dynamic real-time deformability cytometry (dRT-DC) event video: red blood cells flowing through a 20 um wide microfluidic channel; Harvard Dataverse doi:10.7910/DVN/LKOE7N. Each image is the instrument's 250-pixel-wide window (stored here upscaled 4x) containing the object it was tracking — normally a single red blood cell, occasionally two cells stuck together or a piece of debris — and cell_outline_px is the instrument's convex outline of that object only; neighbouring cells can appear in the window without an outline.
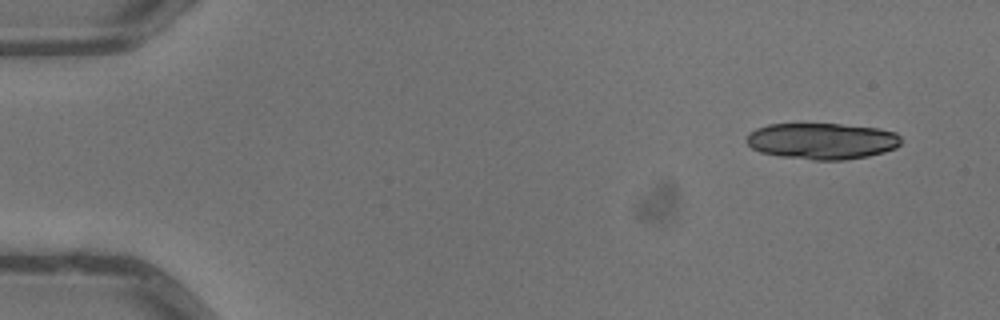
{"species": "common noctule bat (a hibernating species)", "species_latin": "Nyctalus noctula", "temperature_condition": "warm", "stored_images_in_passage": 3, "camera_frame_rate_fps": 3000, "um_per_image_px": 0.085, "animal": {"sex": "male", "body_mass_g": 13.3}, "frame": {"image": 1, "passage_image": 1, "time_ms": 0.0, "image_size_px": [1000, 320], "cell_outline_px": [[900, 144], [896, 148], [884, 152], [868, 156], [844, 160], [812, 160], [780, 156], [760, 152], [752, 148], [744, 140], [748, 132], [756, 128], [768, 124], [840, 124], [880, 128], [896, 132], [900, 136]], "centroid_in_image_um": [69.85, 11.98], "position_along_channel_um": 15.1, "area_um2": 33.0}}